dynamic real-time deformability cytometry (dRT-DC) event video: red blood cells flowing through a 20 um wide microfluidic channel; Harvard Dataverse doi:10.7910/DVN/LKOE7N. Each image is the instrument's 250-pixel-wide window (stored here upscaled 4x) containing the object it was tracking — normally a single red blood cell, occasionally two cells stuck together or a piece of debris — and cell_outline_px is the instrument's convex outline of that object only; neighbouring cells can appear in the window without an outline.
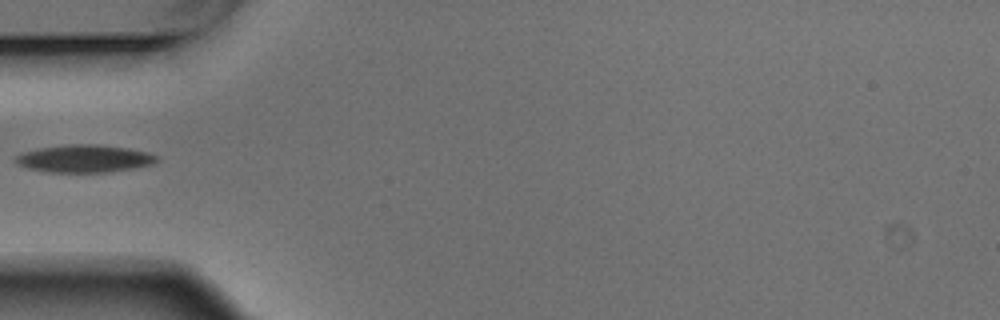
{"species": "Egyptian fruit bat (a non-hibernating species)", "species_latin": "Rousettus aegyptiacus", "temperature_condition": "warm", "stored_images_in_passage": 6, "camera_frame_rate_fps": 3000, "um_per_image_px": 0.085, "animal": {"sex": "male"}, "frame": {"image": 1, "passage_image": 5, "time_ms": 1.333, "image_size_px": [1000, 320], "cell_outline_px": [[160, 160], [152, 164], [132, 168], [108, 172], [48, 172], [28, 168], [16, 164], [12, 160], [16, 156], [24, 152], [40, 148], [72, 144], [96, 144], [124, 148], [148, 152], [156, 156]], "centroid_in_image_um": [7.14, 13.49], "position_along_channel_um": 77.9, "area_um2": 22.48}}
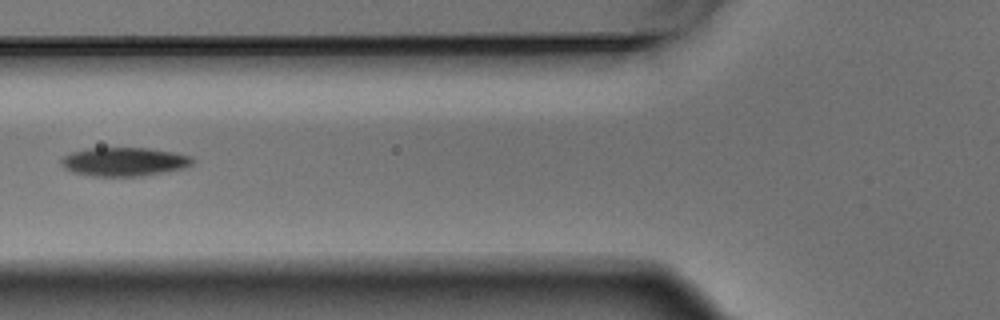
{"frame": {"image": 2, "passage_image": 6, "time_ms": 1.667, "image_size_px": [1000, 320], "cell_outline_px": [[196, 160], [192, 164], [184, 168], [140, 176], [92, 176], [72, 172], [64, 168], [60, 164], [60, 160], [64, 156], [72, 152], [88, 148], [148, 148], [176, 152], [192, 156]], "centroid_in_image_um": [10.56, 13.74], "position_along_channel_um": 115.2, "area_um2": 22.08}}